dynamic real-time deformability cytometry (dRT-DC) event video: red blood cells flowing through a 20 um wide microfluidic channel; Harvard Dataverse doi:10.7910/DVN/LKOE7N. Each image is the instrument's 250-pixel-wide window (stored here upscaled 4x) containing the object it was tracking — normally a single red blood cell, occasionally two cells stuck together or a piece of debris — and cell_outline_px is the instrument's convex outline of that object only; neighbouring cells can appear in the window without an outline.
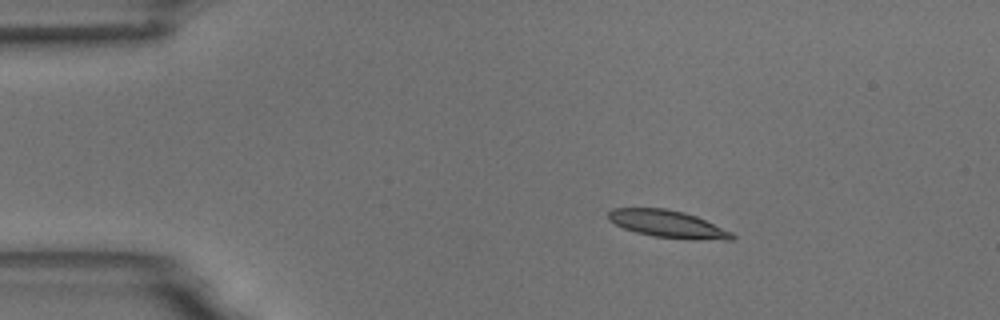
{"species": "common noctule bat (a hibernating species)", "species_latin": "Nyctalus noctula", "temperature_condition": "room temperature", "stored_images_in_passage": 4, "camera_frame_rate_fps": 3000, "um_per_image_px": 0.085, "animal": {"sex": "male", "body_mass_g": 18.8}, "frame": {"image": 1, "passage_image": 2, "time_ms": 1.333, "image_size_px": [1000, 320], "cell_outline_px": [[736, 240], [724, 240], [652, 236], [636, 232], [624, 228], [608, 220], [608, 212], [612, 208], [664, 208], [684, 212], [696, 216], [732, 232], [736, 236]], "centroid_in_image_um": [56.75, 19.02], "position_along_channel_um": 28.2, "area_um2": 19.36}}
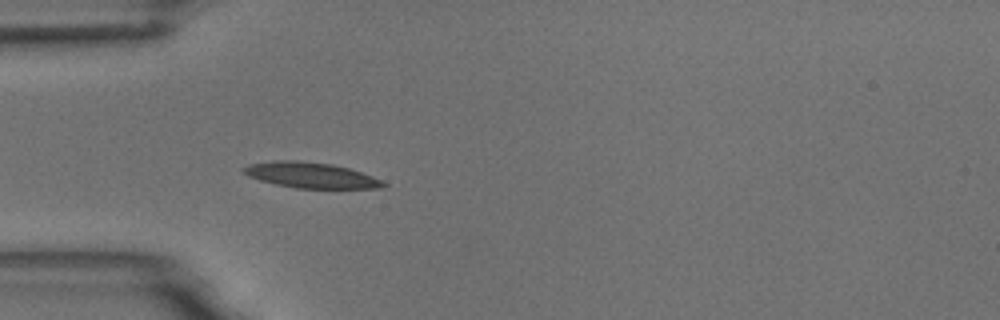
{"frame": {"image": 2, "passage_image": 4, "time_ms": 3.667, "image_size_px": [1000, 320], "cell_outline_px": [[388, 184], [380, 188], [296, 188], [276, 184], [260, 180], [248, 176], [240, 168], [248, 164], [272, 160], [296, 160], [332, 164], [348, 168], [372, 176]], "centroid_in_image_um": [26.37, 14.88], "position_along_channel_um": 58.6, "area_um2": 20.75}}